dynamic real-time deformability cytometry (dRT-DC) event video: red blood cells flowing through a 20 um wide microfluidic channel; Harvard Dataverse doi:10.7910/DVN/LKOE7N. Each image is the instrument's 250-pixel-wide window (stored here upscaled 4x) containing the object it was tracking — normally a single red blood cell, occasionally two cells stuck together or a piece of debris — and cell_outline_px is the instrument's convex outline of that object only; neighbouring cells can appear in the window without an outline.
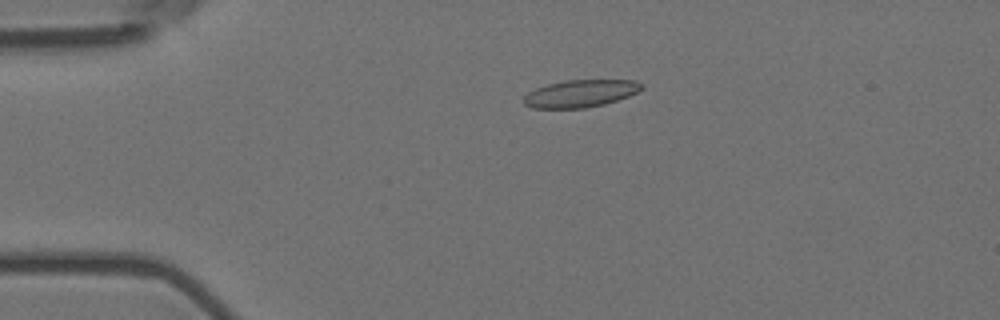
{"species": "Egyptian fruit bat (a non-hibernating species)", "species_latin": "Rousettus aegyptiacus", "temperature_condition": "room temperature", "stored_images_in_passage": 52, "camera_frame_rate_fps": 3000, "um_per_image_px": 0.085, "animal": {"sex": "female"}, "frame": {"image": 1, "passage_image": 8, "time_ms": 2.333, "image_size_px": [1000, 320], "cell_outline_px": [[644, 88], [628, 96], [604, 104], [584, 108], [532, 108], [524, 104], [524, 96], [528, 92], [536, 88], [548, 84], [564, 80], [632, 80], [644, 84]], "centroid_in_image_um": [49.33, 7.94], "position_along_channel_um": 35.7, "area_um2": 18.73}}
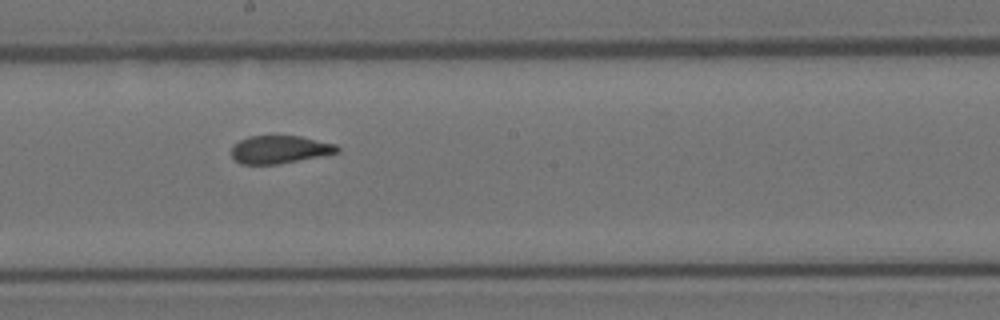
{"frame": {"image": 2, "passage_image": 27, "time_ms": 8.667, "image_size_px": [1000, 320], "cell_outline_px": [[340, 152], [320, 156], [276, 164], [240, 164], [232, 156], [232, 144], [248, 136], [300, 136], [336, 144], [340, 148]], "centroid_in_image_um": [23.77, 12.7], "position_along_channel_um": 224.4, "area_um2": 17.11}}
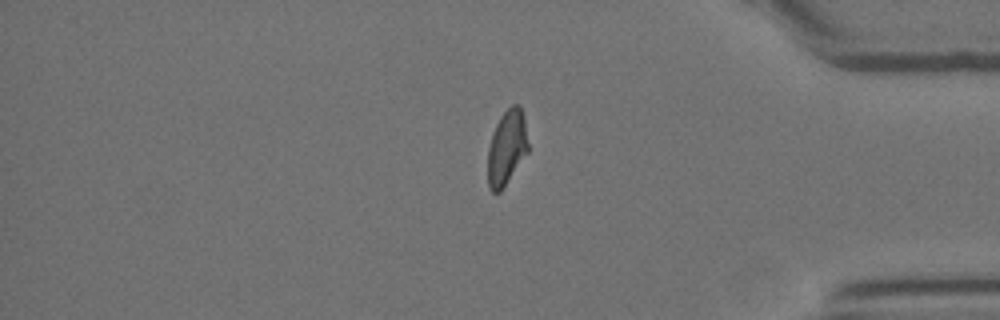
{"frame": {"image": 3, "passage_image": 43, "time_ms": 14.0, "image_size_px": [1000, 320], "cell_outline_px": [[528, 152], [500, 192], [492, 192], [488, 188], [488, 148], [496, 124], [500, 116], [512, 104], [520, 104], [524, 116], [528, 144]], "centroid_in_image_um": [43.08, 12.53], "position_along_channel_um": 392.1, "area_um2": 17.57}, "authors_computed_cell_mechanics": {"area_um2": 18.3804, "velocity_mm_per_s": 3.5991, "shape_relaxation_time_tau1_ms": null, "shape_relaxation_time_tau2_ms": 1.1901, "deformation_change_tau1": null, "deformation_change_tau2": 0.0625}}